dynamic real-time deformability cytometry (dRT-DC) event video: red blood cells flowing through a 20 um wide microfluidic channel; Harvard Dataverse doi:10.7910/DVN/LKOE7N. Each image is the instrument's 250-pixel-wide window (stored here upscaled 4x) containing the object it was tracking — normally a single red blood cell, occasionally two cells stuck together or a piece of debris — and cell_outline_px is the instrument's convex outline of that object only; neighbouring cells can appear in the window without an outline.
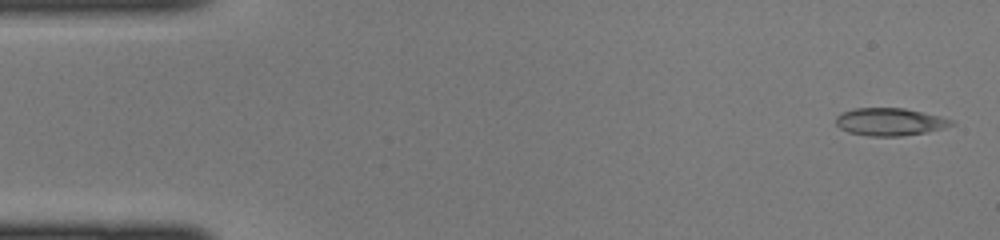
{"species": "common noctule bat (a hibernating species)", "species_latin": "Nyctalus noctula", "temperature_condition": "cold", "stored_images_in_passage": 44, "camera_frame_rate_fps": 3000, "um_per_image_px": 0.085, "animal": {"sex": "female", "body_mass_g": 22.0, "forearm_length_mm": 56.7}, "frame": {"image": 1, "passage_image": 2, "time_ms": 0.333, "image_size_px": [1000, 240], "cell_outline_px": [[956, 124], [944, 128], [924, 132], [900, 136], [868, 136], [848, 132], [840, 128], [836, 124], [836, 116], [840, 112], [852, 108], [904, 108], [924, 112], [940, 116], [952, 120]], "centroid_in_image_um": [75.61, 10.34], "position_along_channel_um": 9.4, "area_um2": 18.67}}
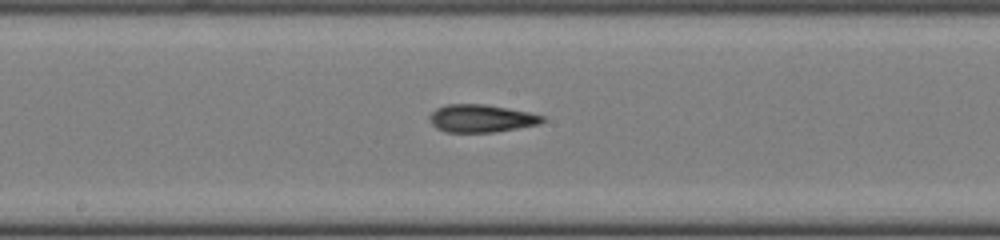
{"frame": {"image": 2, "passage_image": 23, "time_ms": 7.333, "image_size_px": [1000, 240], "cell_outline_px": [[544, 120], [540, 124], [492, 132], [444, 132], [436, 128], [432, 124], [428, 116], [436, 108], [448, 104], [484, 104], [508, 108], [528, 112], [544, 116]], "centroid_in_image_um": [40.87, 10.06], "position_along_channel_um": 207.3, "area_um2": 18.15}}
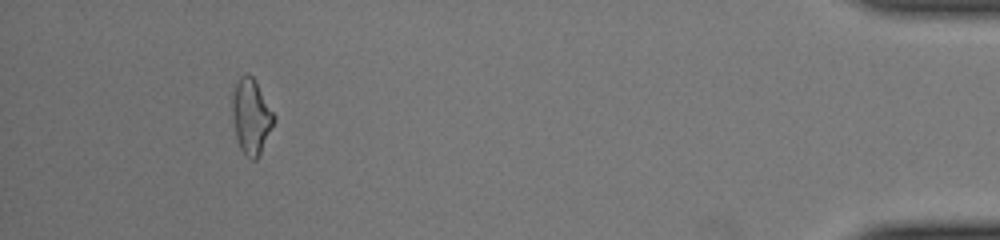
{"frame": {"image": 3, "passage_image": 41, "time_ms": 13.333, "image_size_px": [1000, 240], "cell_outline_px": [[276, 120], [256, 160], [252, 160], [244, 156], [240, 148], [236, 136], [232, 112], [232, 92], [240, 76], [248, 72], [252, 76], [276, 116]], "centroid_in_image_um": [21.35, 9.9], "position_along_channel_um": 413.9, "area_um2": 18.15}}